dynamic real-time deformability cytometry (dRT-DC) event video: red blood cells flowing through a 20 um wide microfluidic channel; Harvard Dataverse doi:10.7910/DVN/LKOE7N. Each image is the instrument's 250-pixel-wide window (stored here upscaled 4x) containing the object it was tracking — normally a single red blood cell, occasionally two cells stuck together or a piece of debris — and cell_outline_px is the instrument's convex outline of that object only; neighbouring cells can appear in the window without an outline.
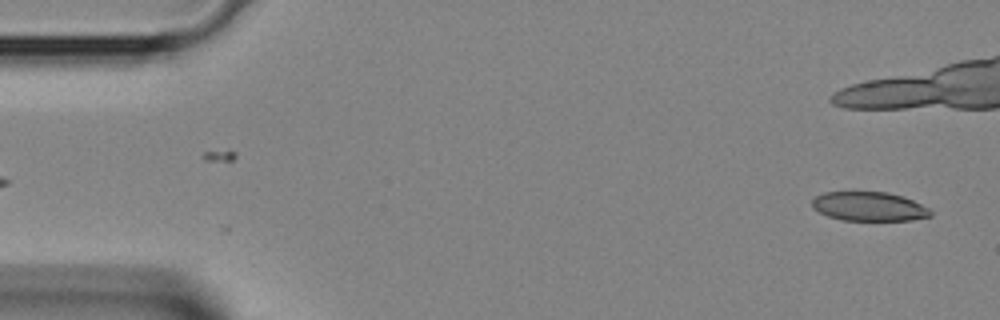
{"species": "Egyptian fruit bat (a non-hibernating species)", "species_latin": "Rousettus aegyptiacus", "temperature_condition": "room temperature", "stored_images_in_passage": 3, "camera_frame_rate_fps": 3000, "um_per_image_px": 0.085, "animal": {"sex": "female"}, "frame": {"image": 1, "passage_image": 3, "time_ms": 0.667, "image_size_px": [1000, 320], "cell_outline_px": [[932, 216], [912, 220], [840, 220], [828, 216], [812, 208], [812, 200], [816, 196], [824, 192], [888, 192], [904, 196], [928, 208], [932, 212]], "centroid_in_image_um": [73.87, 17.55], "position_along_channel_um": 11.1, "area_um2": 20.11}}